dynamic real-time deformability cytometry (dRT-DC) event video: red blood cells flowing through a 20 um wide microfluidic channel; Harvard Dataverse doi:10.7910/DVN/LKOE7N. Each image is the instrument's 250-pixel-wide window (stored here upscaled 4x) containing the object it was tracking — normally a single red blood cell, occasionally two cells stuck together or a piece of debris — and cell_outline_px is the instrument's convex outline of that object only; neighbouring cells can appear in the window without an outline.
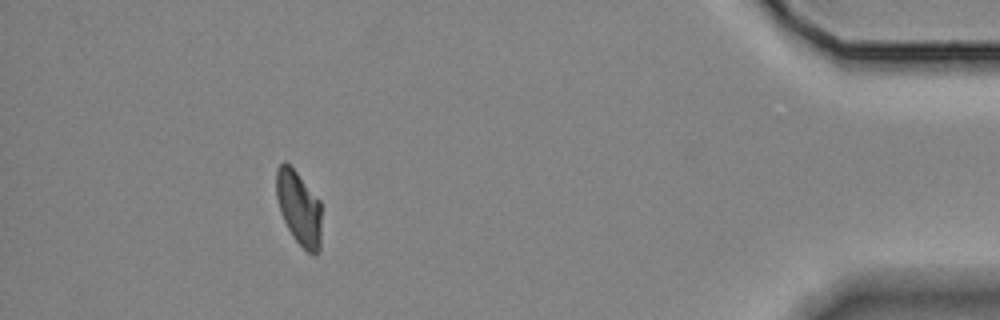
{"species": "Egyptian fruit bat (a non-hibernating species)", "species_latin": "Rousettus aegyptiacus", "temperature_condition": "room temperature", "stored_images_in_passage": 47, "camera_frame_rate_fps": 3000, "um_per_image_px": 0.085, "animal": {"sex": "female"}, "frame": {"image": 1, "passage_image": 42, "time_ms": 13.667, "image_size_px": [1000, 320], "cell_outline_px": [[320, 252], [316, 256], [312, 256], [292, 236], [280, 212], [276, 196], [276, 168], [284, 160], [296, 172], [320, 200]], "centroid_in_image_um": [25.4, 17.7], "position_along_channel_um": 409.8, "area_um2": 19.48}}